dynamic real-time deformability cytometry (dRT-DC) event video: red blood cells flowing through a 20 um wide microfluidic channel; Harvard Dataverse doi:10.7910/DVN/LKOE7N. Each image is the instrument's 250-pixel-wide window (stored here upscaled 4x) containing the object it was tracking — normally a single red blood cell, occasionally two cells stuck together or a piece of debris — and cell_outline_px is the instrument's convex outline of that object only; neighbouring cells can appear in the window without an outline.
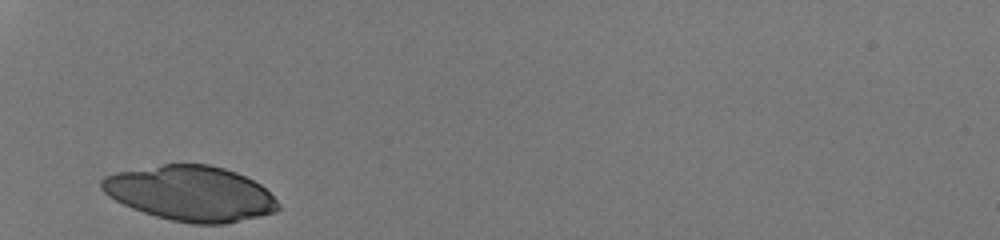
{"species": "human", "species_latin": "Homo sapiens", "temperature_condition": "room temperature", "stored_images_in_passage": 25, "camera_frame_rate_fps": 3000, "um_per_image_px": 0.085, "donor": {"sex": "male"}, "frame": {"image": 1, "passage_image": 1, "time_ms": 0.0, "image_size_px": [1000, 240], "cell_outline_px": [[280, 208], [276, 212], [260, 216], [224, 224], [192, 224], [172, 220], [156, 216], [132, 208], [108, 196], [100, 188], [100, 180], [104, 176], [116, 172], [164, 164], [208, 164], [224, 168], [236, 172], [260, 184], [280, 204]], "centroid_in_image_um": [16.19, 16.44], "position_along_channel_um": 68.8, "area_um2": 56.53}}
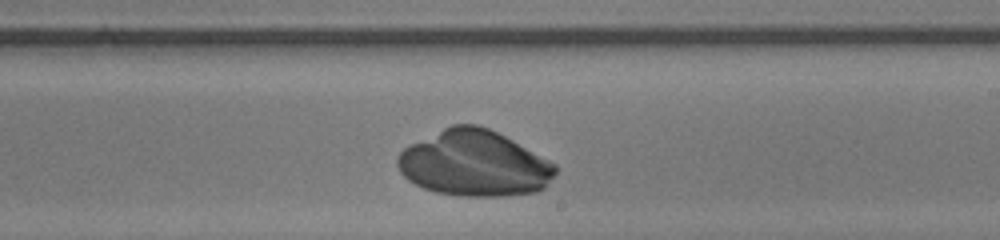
{"frame": {"image": 2, "passage_image": 15, "time_ms": 4.667, "image_size_px": [1000, 240], "cell_outline_px": [[556, 172], [544, 188], [536, 192], [504, 196], [464, 196], [436, 192], [424, 188], [408, 180], [400, 172], [396, 164], [396, 156], [404, 148], [452, 124], [476, 124], [488, 128], [512, 140], [556, 164]], "centroid_in_image_um": [40.3, 13.9], "position_along_channel_um": 248.7, "area_um2": 60.17}}
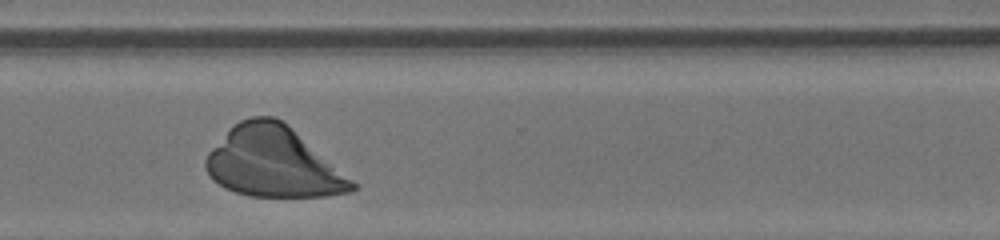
{"frame": {"image": 3, "passage_image": 22, "time_ms": 7.0, "image_size_px": [1000, 240], "cell_outline_px": [[360, 188], [352, 192], [324, 196], [248, 196], [224, 188], [212, 180], [204, 168], [204, 160], [208, 152], [240, 120], [252, 116], [276, 116], [288, 124], [360, 184]], "centroid_in_image_um": [23.28, 13.8], "position_along_channel_um": 347.3, "area_um2": 60.34}}